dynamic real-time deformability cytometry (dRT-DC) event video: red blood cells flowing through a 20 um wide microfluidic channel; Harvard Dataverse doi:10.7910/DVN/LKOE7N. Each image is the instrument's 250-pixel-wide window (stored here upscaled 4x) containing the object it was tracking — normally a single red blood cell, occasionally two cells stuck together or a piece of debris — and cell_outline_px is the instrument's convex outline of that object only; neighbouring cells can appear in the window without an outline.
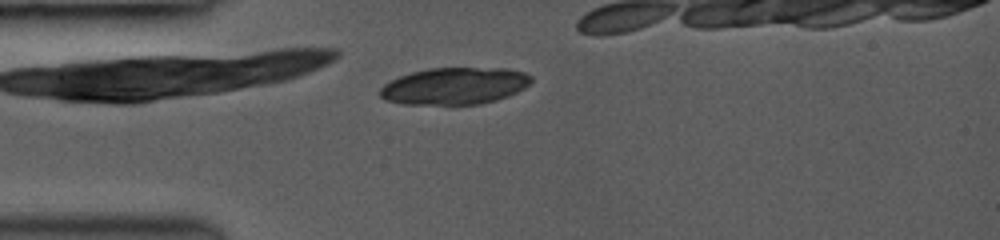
{"species": "common noctule bat (a hibernating species)", "species_latin": "Nyctalus noctula", "temperature_condition": "room temperature", "stored_images_in_passage": 6, "camera_frame_rate_fps": 3000, "um_per_image_px": 0.085, "animal": {"sex": "female", "body_mass_g": 19.0, "forearm_length_mm": 53.3}, "frame": {"image": 1, "passage_image": 2, "time_ms": 1.0, "image_size_px": [1000, 240], "cell_outline_px": [[532, 80], [524, 88], [508, 96], [496, 100], [480, 104], [404, 104], [384, 100], [380, 96], [380, 88], [384, 84], [400, 76], [412, 72], [428, 68], [508, 68], [524, 72], [532, 76]], "centroid_in_image_um": [38.64, 7.3], "position_along_channel_um": 46.4, "area_um2": 32.54}}
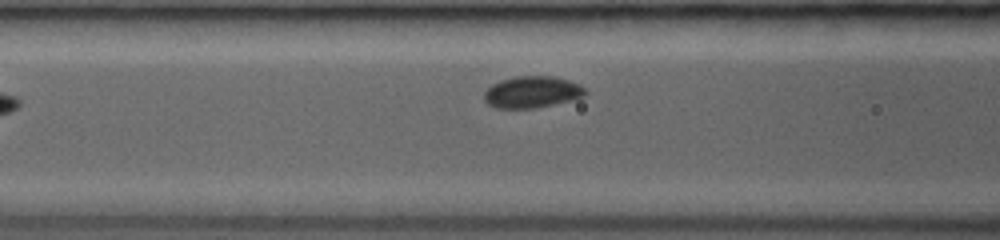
{"frame": {"image": 2, "passage_image": 6, "time_ms": 4.333, "image_size_px": [1000, 240], "cell_outline_px": [[588, 92], [584, 96], [576, 100], [536, 108], [496, 108], [488, 104], [484, 100], [484, 92], [492, 84], [500, 80], [516, 76], [552, 76], [568, 80], [580, 84]], "centroid_in_image_um": [45.25, 7.83], "position_along_channel_um": 121.3, "area_um2": 18.9}}